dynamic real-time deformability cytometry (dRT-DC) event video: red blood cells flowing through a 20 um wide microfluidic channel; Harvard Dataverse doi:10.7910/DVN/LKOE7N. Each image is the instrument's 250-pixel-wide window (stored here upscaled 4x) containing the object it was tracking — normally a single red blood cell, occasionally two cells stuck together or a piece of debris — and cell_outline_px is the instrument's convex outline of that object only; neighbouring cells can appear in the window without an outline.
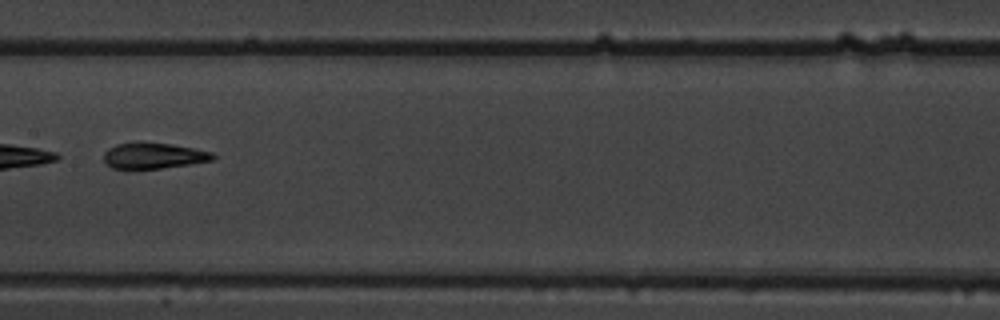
{"species": "common noctule bat (a hibernating species)", "species_latin": "Nyctalus noctula", "temperature_condition": "warm", "stored_images_in_passage": 6, "camera_frame_rate_fps": 3000, "um_per_image_px": 0.085, "animal": {"sex": "male", "body_mass_g": 19.5, "forearm_length_mm": 54.6}, "frame": {"image": 1, "passage_image": 5, "time_ms": 1.333, "image_size_px": [1000, 320], "cell_outline_px": [[216, 156], [212, 160], [188, 164], [160, 168], [112, 168], [104, 160], [104, 152], [108, 148], [116, 144], [136, 140], [172, 144], [212, 152]], "centroid_in_image_um": [13.01, 13.19], "position_along_channel_um": 194.4, "area_um2": 16.53}}
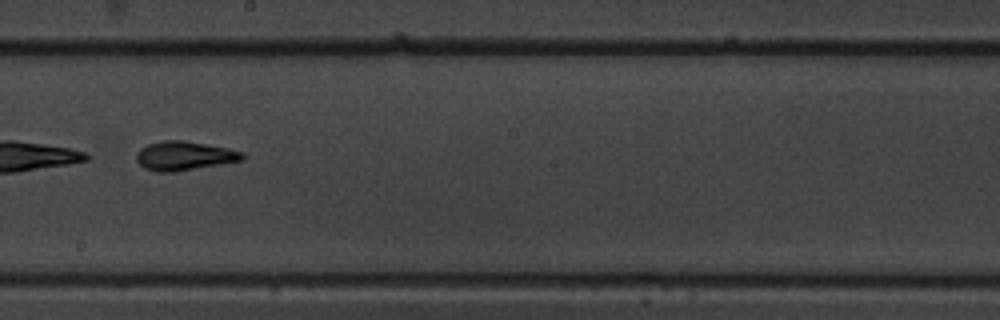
{"frame": {"image": 2, "passage_image": 6, "time_ms": 1.667, "image_size_px": [1000, 320], "cell_outline_px": [[244, 160], [176, 172], [156, 172], [144, 168], [136, 160], [136, 152], [140, 148], [148, 144], [164, 140], [184, 140], [228, 148], [244, 152]], "centroid_in_image_um": [15.65, 13.25], "position_along_channel_um": 232.5, "area_um2": 18.09}}